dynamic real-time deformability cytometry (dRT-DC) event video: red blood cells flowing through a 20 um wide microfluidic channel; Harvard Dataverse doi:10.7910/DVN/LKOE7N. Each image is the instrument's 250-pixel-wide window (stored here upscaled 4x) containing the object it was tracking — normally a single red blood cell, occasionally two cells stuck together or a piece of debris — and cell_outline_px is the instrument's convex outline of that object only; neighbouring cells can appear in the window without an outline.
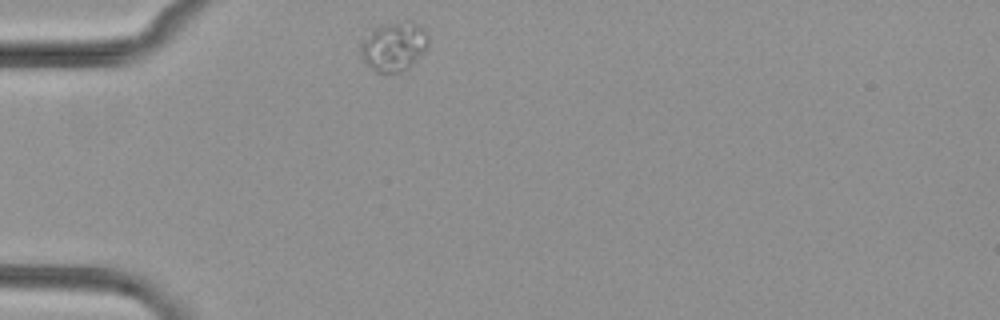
{"species": "common noctule bat (a hibernating species)", "species_latin": "Nyctalus noctula", "temperature_condition": "cold", "stored_images_in_passage": 32, "camera_frame_rate_fps": 3000, "um_per_image_px": 0.085, "animal": {"sex": "female", "body_mass_g": 29.2, "forearm_length_mm": 56.3}, "frame": {"image": 1, "passage_image": 1, "time_ms": 0.0, "image_size_px": [1000, 320], "cell_outline_px": [[428, 48], [408, 68], [400, 72], [376, 72], [360, 56], [360, 40], [372, 28], [388, 24], [412, 20], [420, 24], [428, 32]], "centroid_in_image_um": [33.49, 3.92], "position_along_channel_um": 51.5, "area_um2": 19.65}}
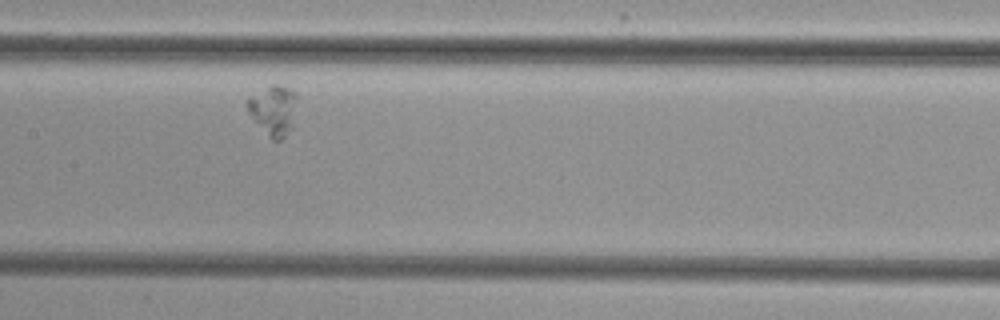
{"frame": {"image": 2, "passage_image": 14, "time_ms": 4.333, "image_size_px": [1000, 320], "cell_outline_px": [[296, 96], [292, 128], [280, 140], [272, 140], [268, 136], [248, 112], [248, 96], [268, 84], [280, 84], [296, 92]], "centroid_in_image_um": [23.23, 9.32], "position_along_channel_um": 184.2, "area_um2": 14.39}}
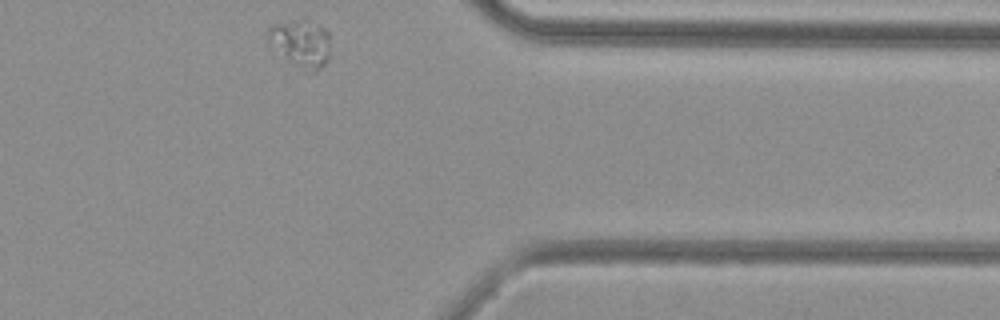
{"frame": {"image": 3, "passage_image": 32, "time_ms": 10.333, "image_size_px": [1000, 320], "cell_outline_px": [[328, 60], [316, 72], [312, 72], [284, 56], [268, 44], [264, 32], [272, 24], [320, 24], [328, 32]], "centroid_in_image_um": [25.54, 3.71], "position_along_channel_um": 385.9, "area_um2": 16.07}}